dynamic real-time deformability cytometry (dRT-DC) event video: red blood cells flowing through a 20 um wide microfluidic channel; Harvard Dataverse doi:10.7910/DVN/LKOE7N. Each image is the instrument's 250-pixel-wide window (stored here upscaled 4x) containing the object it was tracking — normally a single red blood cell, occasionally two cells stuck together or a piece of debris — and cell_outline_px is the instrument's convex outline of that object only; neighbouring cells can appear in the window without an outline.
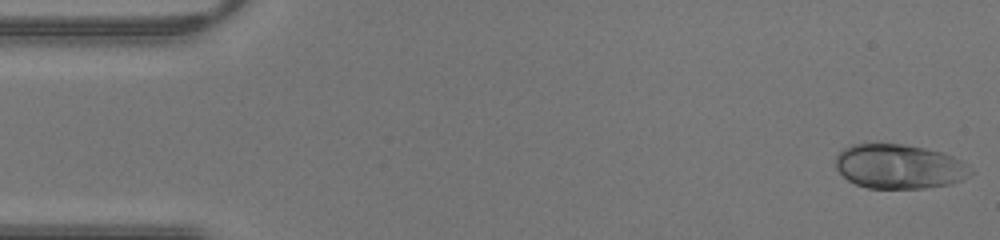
{"species": "human", "species_latin": "Homo sapiens", "temperature_condition": "warm", "stored_images_in_passage": 42, "camera_frame_rate_fps": 3000, "um_per_image_px": 0.085, "donor": {"sex": "male"}, "frame": {"image": 1, "passage_image": 1, "time_ms": 0.0, "image_size_px": [1000, 240], "cell_outline_px": [[976, 172], [960, 180], [948, 184], [924, 188], [868, 188], [856, 184], [848, 180], [836, 168], [836, 156], [844, 148], [852, 144], [904, 144], [944, 152], [960, 160]], "centroid_in_image_um": [76.44, 14.15], "position_along_channel_um": 8.6, "area_um2": 34.85}}
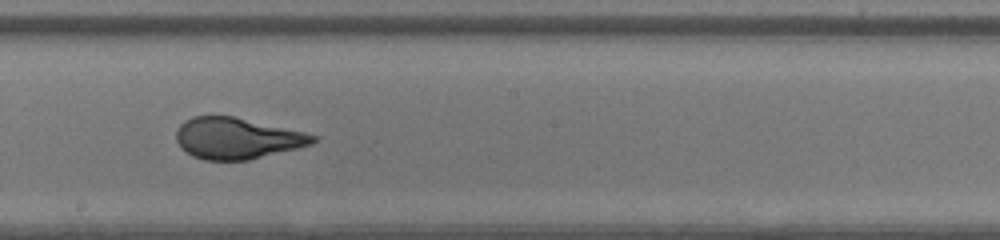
{"frame": {"image": 2, "passage_image": 23, "time_ms": 7.333, "image_size_px": [1000, 240], "cell_outline_px": [[320, 140], [312, 144], [248, 160], [204, 160], [192, 156], [180, 148], [176, 140], [176, 132], [180, 124], [184, 120], [192, 116], [232, 116], [304, 132], [320, 136]], "centroid_in_image_um": [20.13, 11.76], "position_along_channel_um": 228.1, "area_um2": 32.83}}
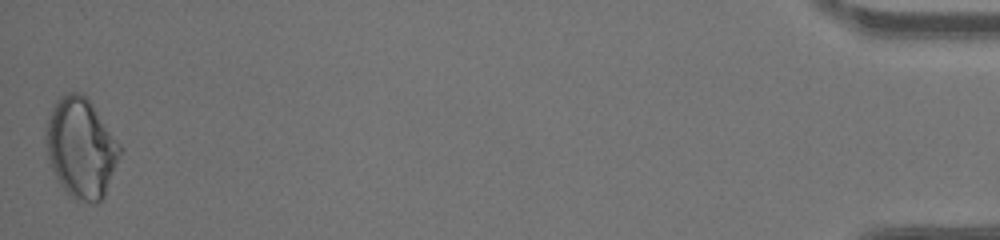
{"frame": {"image": 3, "passage_image": 42, "time_ms": 13.667, "image_size_px": [1000, 240], "cell_outline_px": [[124, 148], [104, 196], [96, 204], [88, 204], [72, 196], [60, 184], [52, 168], [48, 156], [44, 140], [44, 136], [48, 120], [52, 108], [56, 100], [60, 96], [68, 92], [80, 92], [92, 104]], "centroid_in_image_um": [6.91, 12.57], "position_along_channel_um": 428.3, "area_um2": 43.06}}